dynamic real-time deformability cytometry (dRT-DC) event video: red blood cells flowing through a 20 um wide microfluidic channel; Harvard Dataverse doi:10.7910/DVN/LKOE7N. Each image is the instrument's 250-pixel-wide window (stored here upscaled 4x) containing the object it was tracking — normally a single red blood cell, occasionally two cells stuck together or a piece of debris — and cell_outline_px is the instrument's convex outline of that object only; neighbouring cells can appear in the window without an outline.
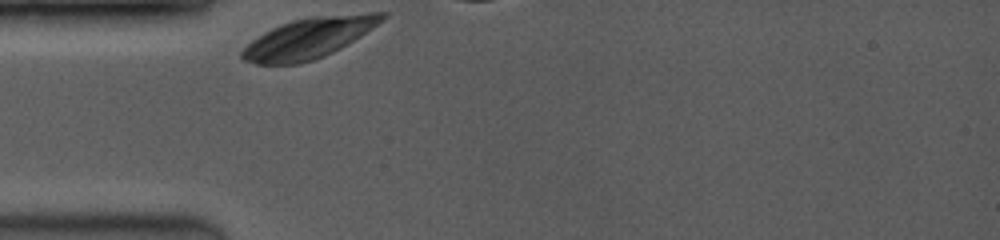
{"species": "common noctule bat (a hibernating species)", "species_latin": "Nyctalus noctula", "temperature_condition": "room temperature", "stored_images_in_passage": 41, "camera_frame_rate_fps": 3500, "um_per_image_px": 0.085, "animal": {"sex": "female", "body_mass_g": 19.0, "forearm_length_mm": 53.3}, "frame": {"image": 1, "passage_image": 1, "time_ms": 0.0, "image_size_px": [1000, 240], "cell_outline_px": [[388, 16], [372, 28], [360, 36], [340, 48], [324, 56], [300, 64], [256, 64], [244, 60], [240, 56], [240, 52], [252, 40], [264, 32], [280, 24], [292, 20], [312, 16], [368, 12], [388, 12]], "centroid_in_image_um": [26.26, 3.22], "position_along_channel_um": 58.7, "area_um2": 32.95}}
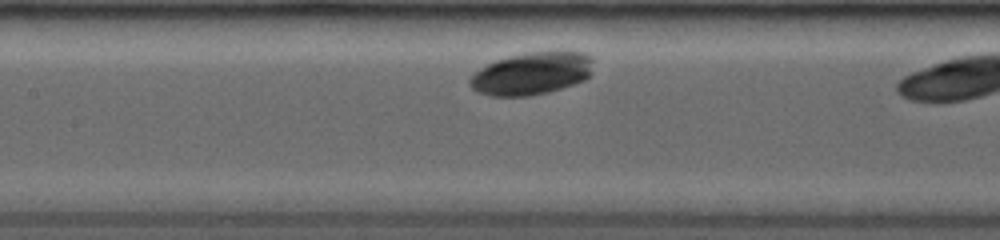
{"frame": {"image": 2, "passage_image": 25, "time_ms": 2.857, "image_size_px": [1000, 240], "cell_outline_px": [[592, 60], [588, 76], [584, 80], [548, 92], [528, 96], [492, 96], [480, 92], [472, 88], [468, 84], [468, 80], [480, 68], [496, 60], [508, 56], [528, 52], [584, 52], [592, 56]], "centroid_in_image_um": [45.16, 6.24], "position_along_channel_um": 162.2, "area_um2": 30.17}}
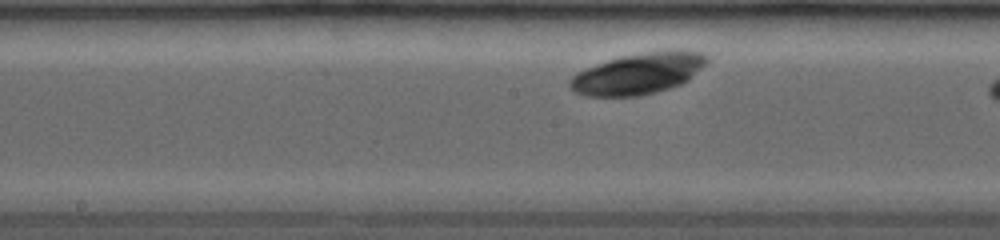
{"frame": {"image": 3, "passage_image": 30, "time_ms": 3.714, "image_size_px": [1000, 240], "cell_outline_px": [[712, 56], [708, 64], [688, 80], [680, 84], [656, 92], [640, 96], [584, 96], [568, 88], [568, 80], [576, 72], [584, 68], [620, 56], [648, 52], [708, 52]], "centroid_in_image_um": [54.24, 6.27], "position_along_channel_um": 194.0, "area_um2": 32.89}}